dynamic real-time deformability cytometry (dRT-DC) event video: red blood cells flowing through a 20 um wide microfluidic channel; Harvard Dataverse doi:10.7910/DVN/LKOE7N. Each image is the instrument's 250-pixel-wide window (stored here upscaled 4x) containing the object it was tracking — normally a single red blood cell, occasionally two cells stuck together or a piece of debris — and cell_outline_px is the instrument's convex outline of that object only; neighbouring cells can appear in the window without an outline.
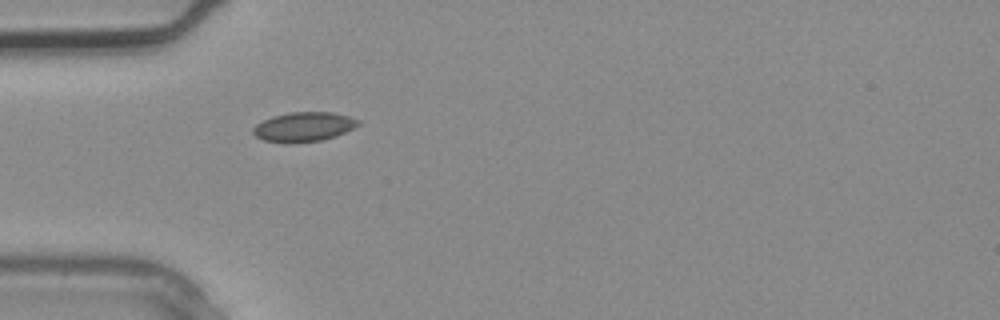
{"species": "common noctule bat (a hibernating species)", "species_latin": "Nyctalus noctula", "temperature_condition": "warm", "stored_images_in_passage": 1, "camera_frame_rate_fps": 3000, "um_per_image_px": 0.085, "animal": {"sex": "male", "body_mass_g": 20.4}, "frame": {"image": 1, "passage_image": 1, "time_ms": 0.0, "image_size_px": [1000, 320], "cell_outline_px": [[360, 124], [336, 136], [320, 140], [296, 144], [284, 144], [264, 140], [256, 136], [252, 132], [252, 128], [256, 124], [272, 116], [292, 112], [332, 112], [348, 116], [360, 120]], "centroid_in_image_um": [25.79, 10.8], "position_along_channel_um": 59.2, "area_um2": 18.21}}